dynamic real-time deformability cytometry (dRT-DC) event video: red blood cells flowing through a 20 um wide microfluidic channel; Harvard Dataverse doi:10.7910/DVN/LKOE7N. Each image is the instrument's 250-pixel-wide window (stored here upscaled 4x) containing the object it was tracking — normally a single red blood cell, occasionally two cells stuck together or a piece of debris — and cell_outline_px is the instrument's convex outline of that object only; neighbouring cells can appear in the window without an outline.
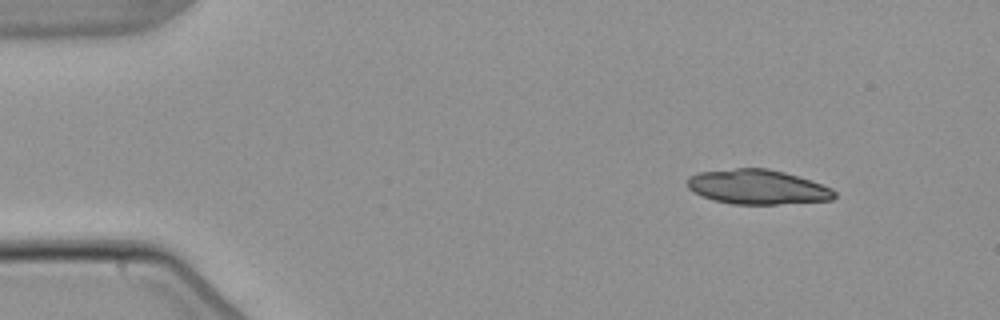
{"species": "common noctule bat (a hibernating species)", "species_latin": "Nyctalus noctula", "temperature_condition": "warm", "stored_images_in_passage": 4, "camera_frame_rate_fps": 3000, "um_per_image_px": 0.085, "animal": {"sex": "male", "body_mass_g": 21.5, "forearm_length_mm": 52.0}, "frame": {"image": 1, "passage_image": 1, "time_ms": 0.0, "image_size_px": [1000, 320], "cell_outline_px": [[836, 196], [832, 200], [776, 204], [732, 204], [716, 200], [704, 196], [688, 188], [688, 176], [700, 172], [736, 168], [768, 168], [784, 172], [832, 188], [836, 192]], "centroid_in_image_um": [64.4, 15.89], "position_along_channel_um": 20.6, "area_um2": 29.3}}